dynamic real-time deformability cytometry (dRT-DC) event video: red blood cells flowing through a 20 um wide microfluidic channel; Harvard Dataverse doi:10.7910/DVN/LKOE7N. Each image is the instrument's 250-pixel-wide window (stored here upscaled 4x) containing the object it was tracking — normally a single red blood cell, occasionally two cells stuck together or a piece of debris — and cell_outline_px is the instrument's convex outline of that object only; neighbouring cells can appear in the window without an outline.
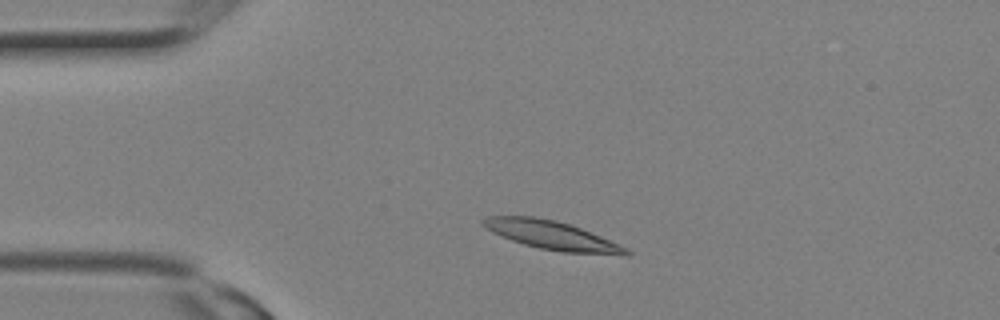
{"species": "Egyptian fruit bat (a non-hibernating species)", "species_latin": "Rousettus aegyptiacus", "temperature_condition": "room temperature", "stored_images_in_passage": 1, "camera_frame_rate_fps": 3000, "um_per_image_px": 0.085, "animal": {"sex": "female"}, "frame": {"image": 1, "passage_image": 1, "time_ms": 0.0, "image_size_px": [1000, 320], "cell_outline_px": [[632, 252], [628, 256], [624, 256], [560, 252], [540, 248], [524, 244], [512, 240], [492, 232], [480, 224], [480, 220], [488, 216], [536, 216], [556, 220], [580, 228], [600, 236]], "centroid_in_image_um": [46.88, 20.0], "position_along_channel_um": 38.1, "area_um2": 23.81}}